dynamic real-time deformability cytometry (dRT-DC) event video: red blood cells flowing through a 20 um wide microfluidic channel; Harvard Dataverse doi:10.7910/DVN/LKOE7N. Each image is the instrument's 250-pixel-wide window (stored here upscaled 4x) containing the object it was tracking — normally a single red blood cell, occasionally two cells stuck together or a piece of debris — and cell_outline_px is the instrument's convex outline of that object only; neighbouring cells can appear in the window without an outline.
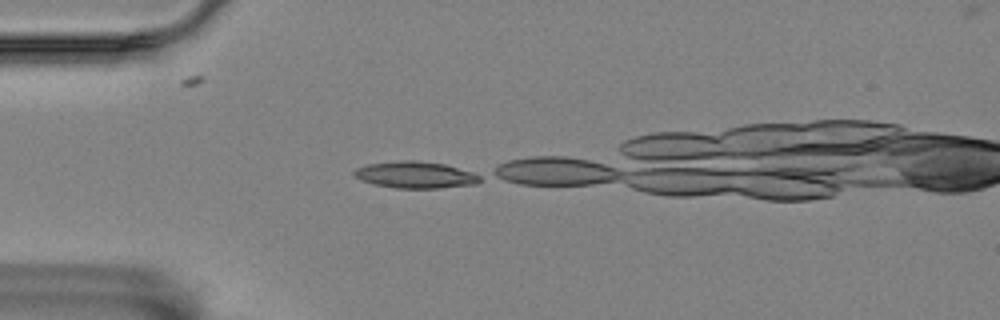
{"species": "Egyptian fruit bat (a non-hibernating species)", "species_latin": "Rousettus aegyptiacus", "temperature_condition": "room temperature", "stored_images_in_passage": 5, "camera_frame_rate_fps": 3000, "um_per_image_px": 0.085, "animal": {"sex": "female"}, "frame": {"image": 1, "passage_image": 1, "time_ms": 0.0, "image_size_px": [1000, 320], "cell_outline_px": [[480, 180], [476, 184], [440, 188], [396, 188], [372, 184], [360, 180], [352, 172], [356, 168], [368, 164], [400, 160], [412, 160], [444, 164], [472, 172], [480, 176]], "centroid_in_image_um": [35.27, 14.87], "position_along_channel_um": 49.7, "area_um2": 19.48}}